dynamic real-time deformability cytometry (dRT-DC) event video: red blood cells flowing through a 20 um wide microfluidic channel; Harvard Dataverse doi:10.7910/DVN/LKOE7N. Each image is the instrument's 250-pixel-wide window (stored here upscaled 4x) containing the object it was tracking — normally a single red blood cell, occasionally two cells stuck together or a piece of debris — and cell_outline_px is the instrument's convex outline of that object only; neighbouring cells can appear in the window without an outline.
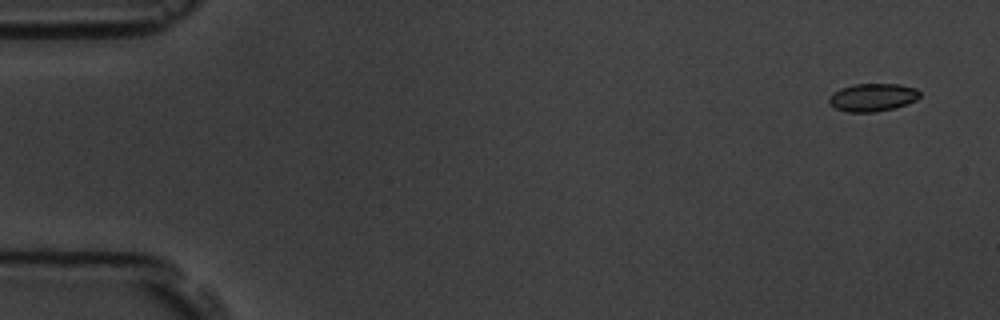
{"species": "common noctule bat (a hibernating species)", "species_latin": "Nyctalus noctula", "temperature_condition": "room temperature", "stored_images_in_passage": 4, "camera_frame_rate_fps": 3000, "um_per_image_px": 0.085, "animal": {"sex": "male", "body_mass_g": 19.5, "forearm_length_mm": 54.6}, "frame": {"image": 1, "passage_image": 1, "time_ms": 0.0, "image_size_px": [1000, 320], "cell_outline_px": [[920, 96], [916, 100], [896, 108], [876, 112], [848, 112], [836, 108], [828, 100], [832, 92], [840, 88], [856, 84], [900, 84], [916, 88], [920, 92]], "centroid_in_image_um": [74.2, 8.27], "position_along_channel_um": 10.8, "area_um2": 14.8}}
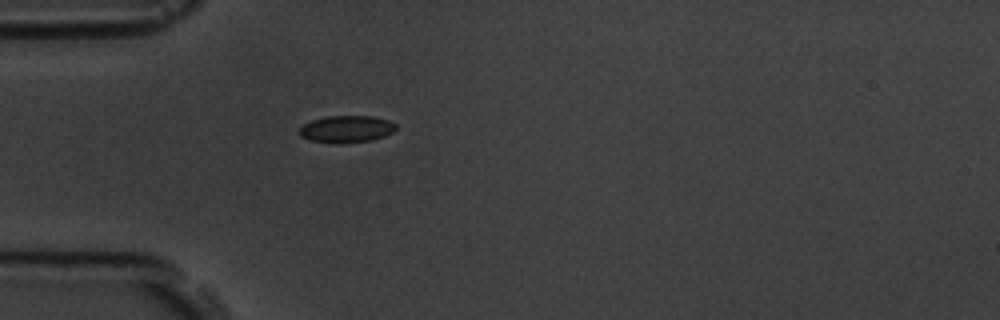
{"frame": {"image": 2, "passage_image": 4, "time_ms": 4.667, "image_size_px": [1000, 320], "cell_outline_px": [[396, 128], [392, 132], [384, 136], [372, 140], [332, 144], [308, 140], [300, 136], [296, 132], [304, 124], [312, 120], [328, 116], [372, 116], [388, 120], [396, 124]], "centroid_in_image_um": [29.4, 10.98], "position_along_channel_um": 55.6, "area_um2": 15.32}}